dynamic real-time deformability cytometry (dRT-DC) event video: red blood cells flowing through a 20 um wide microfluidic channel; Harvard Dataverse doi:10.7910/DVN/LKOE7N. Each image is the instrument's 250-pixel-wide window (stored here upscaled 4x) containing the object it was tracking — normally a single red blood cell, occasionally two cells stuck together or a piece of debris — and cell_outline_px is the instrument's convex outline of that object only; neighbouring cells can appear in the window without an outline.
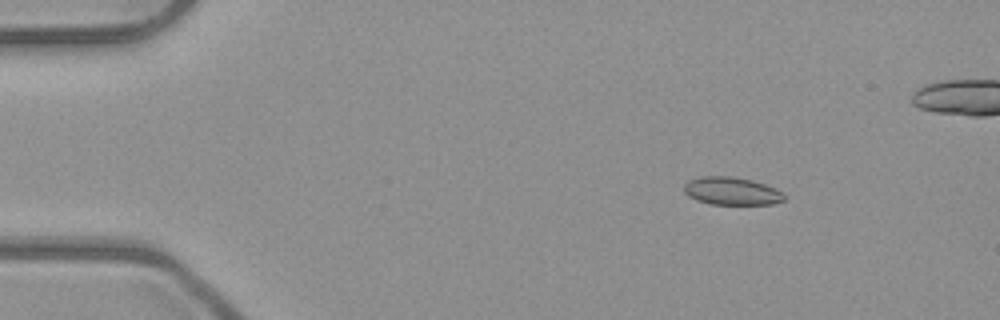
{"species": "common noctule bat (a hibernating species)", "species_latin": "Nyctalus noctula", "temperature_condition": "room temperature", "stored_images_in_passage": 47, "camera_frame_rate_fps": 3000, "um_per_image_px": 0.085, "animal": {"sex": "male", "body_mass_g": 23.1, "forearm_length_mm": 52.7}, "frame": {"image": 1, "passage_image": 1, "time_ms": 0.0, "image_size_px": [1000, 320], "cell_outline_px": [[784, 200], [772, 204], [712, 204], [696, 200], [688, 196], [684, 192], [684, 184], [688, 180], [700, 176], [732, 176], [752, 180], [776, 188], [784, 196]], "centroid_in_image_um": [62.15, 16.23], "position_along_channel_um": 22.9, "area_um2": 16.24}}
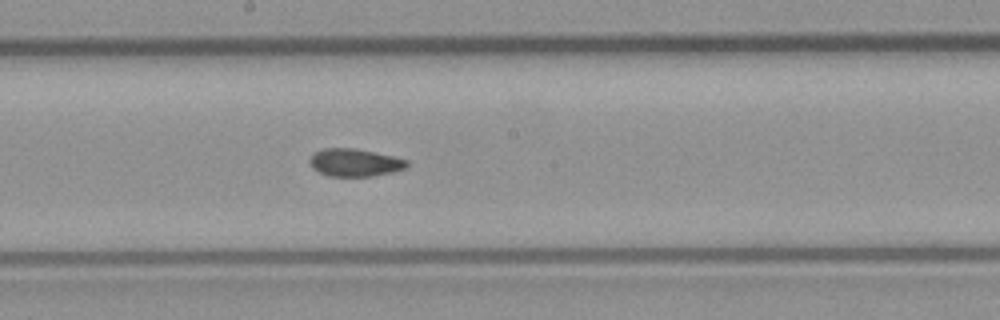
{"frame": {"image": 2, "passage_image": 22, "time_ms": 7.0, "image_size_px": [1000, 320], "cell_outline_px": [[408, 168], [392, 172], [372, 176], [328, 176], [312, 168], [312, 156], [316, 152], [324, 148], [352, 148], [392, 156], [408, 160]], "centroid_in_image_um": [30.2, 13.83], "position_along_channel_um": 218.0, "area_um2": 15.37}}
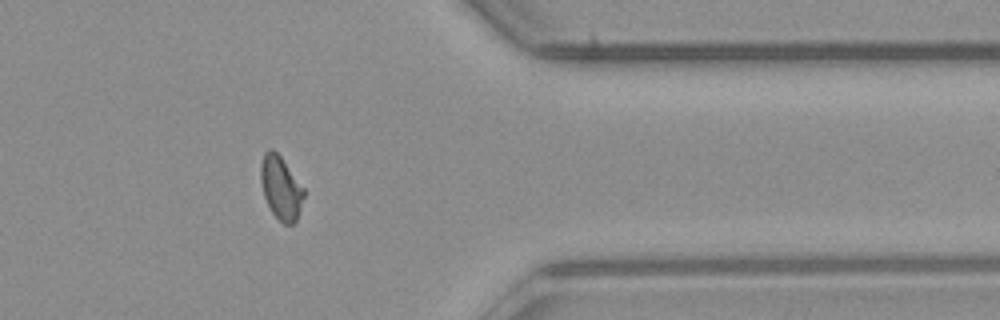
{"frame": {"image": 3, "passage_image": 36, "time_ms": 11.667, "image_size_px": [1000, 320], "cell_outline_px": [[304, 196], [300, 212], [296, 220], [292, 224], [284, 224], [272, 212], [264, 196], [260, 180], [260, 164], [264, 152], [268, 148], [272, 148], [280, 156], [304, 188]], "centroid_in_image_um": [23.86, 15.94], "position_along_channel_um": 387.5, "area_um2": 15.84}, "authors_computed_cell_mechanics": {"area_um2": 15.895, "velocity_mm_per_s": 3.9789, "shape_relaxation_time_tau1_ms": 10.5512, "shape_relaxation_time_tau2_ms": 2.0694, "deformation_change_tau1": 0.1813, "deformation_change_tau2": 0.038}}